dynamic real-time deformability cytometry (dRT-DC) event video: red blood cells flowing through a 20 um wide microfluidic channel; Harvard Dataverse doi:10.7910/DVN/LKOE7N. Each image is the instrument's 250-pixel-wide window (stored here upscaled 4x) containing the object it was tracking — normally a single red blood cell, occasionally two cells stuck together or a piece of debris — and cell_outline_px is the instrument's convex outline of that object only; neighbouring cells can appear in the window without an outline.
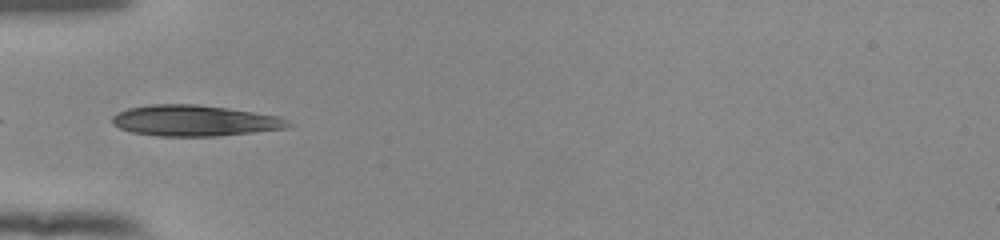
{"species": "human", "species_latin": "Homo sapiens", "temperature_condition": "room temperature", "stored_images_in_passage": 36, "camera_frame_rate_fps": 3000, "um_per_image_px": 0.085, "donor": {"sex": "female"}, "frame": {"image": 1, "passage_image": 1, "time_ms": 0.0, "image_size_px": [1000, 240], "cell_outline_px": [[292, 124], [288, 128], [216, 136], [156, 136], [132, 132], [120, 128], [112, 124], [112, 116], [116, 112], [128, 108], [152, 104], [196, 104], [228, 108], [280, 116], [288, 120]], "centroid_in_image_um": [16.53, 10.25], "position_along_channel_um": 68.5, "area_um2": 31.85}}
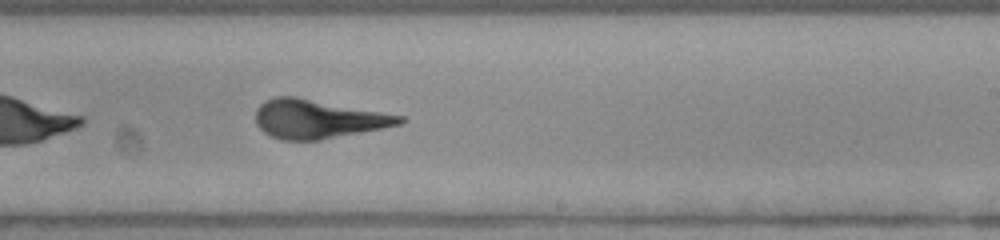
{"frame": {"image": 2, "passage_image": 16, "time_ms": 5.0, "image_size_px": [1000, 240], "cell_outline_px": [[408, 120], [404, 124], [384, 128], [320, 140], [280, 140], [268, 136], [256, 124], [256, 108], [264, 100], [276, 96], [296, 96], [404, 116]], "centroid_in_image_um": [27.03, 10.12], "position_along_channel_um": 262.0, "area_um2": 32.89}}
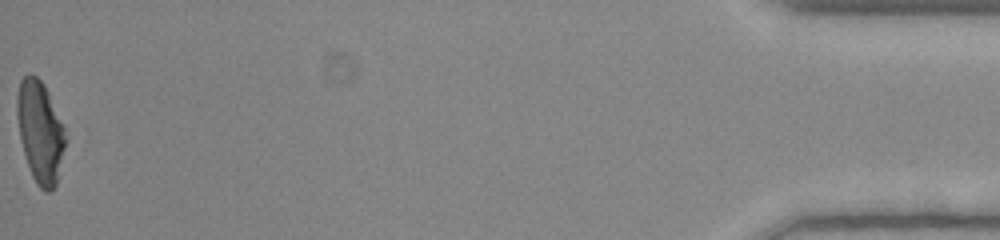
{"frame": {"image": 3, "passage_image": 36, "time_ms": 11.667, "image_size_px": [1000, 240], "cell_outline_px": [[68, 140], [56, 184], [48, 192], [44, 192], [36, 184], [32, 176], [24, 152], [20, 136], [16, 112], [16, 96], [20, 80], [28, 72], [36, 76], [44, 84], [64, 124]], "centroid_in_image_um": [3.44, 11.18], "position_along_channel_um": 431.8, "area_um2": 29.07}, "authors_computed_cell_mechanics": {"area_um2": 32.0501, "velocity_mm_per_s": 3.9002, "shape_relaxation_time_tau1_ms": 4.9314, "shape_relaxation_time_tau2_ms": 0.8402, "deformation_change_tau1": 0.2054, "deformation_change_tau2": 0.0719}}